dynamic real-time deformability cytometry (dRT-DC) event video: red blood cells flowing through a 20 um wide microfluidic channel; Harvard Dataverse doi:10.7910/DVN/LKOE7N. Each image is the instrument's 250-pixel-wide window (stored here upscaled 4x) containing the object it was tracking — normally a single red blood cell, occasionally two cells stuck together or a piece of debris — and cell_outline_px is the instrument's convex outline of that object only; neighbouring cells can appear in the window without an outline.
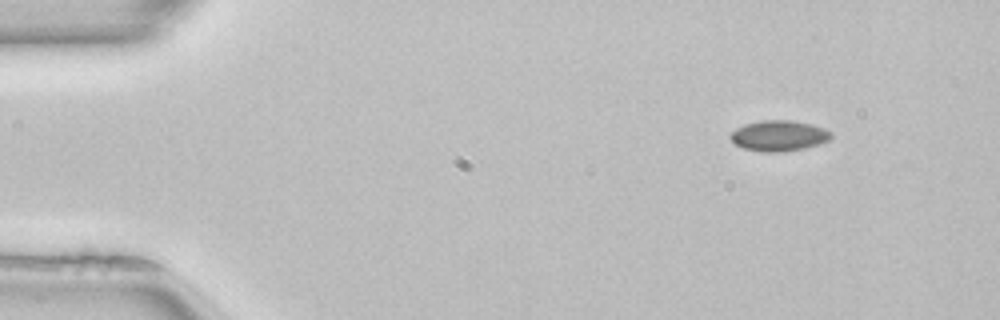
{"species": "common noctule bat (a hibernating species)", "species_latin": "Nyctalus noctula", "temperature_condition": "room temperature", "stored_images_in_passage": 9, "camera_frame_rate_fps": 3000, "um_per_image_px": 0.085, "animal": {"sex": "female", "body_mass_g": 22.7, "forearm_length_mm": 54.2}, "frame": {"image": 1, "passage_image": 1, "time_ms": 0.0, "image_size_px": [1000, 320], "cell_outline_px": [[832, 136], [828, 140], [820, 144], [804, 148], [780, 152], [764, 152], [744, 148], [736, 144], [728, 136], [736, 128], [744, 124], [764, 120], [788, 120], [812, 124], [824, 128], [832, 132]], "centroid_in_image_um": [66.21, 11.53], "position_along_channel_um": 18.8, "area_um2": 17.92}}